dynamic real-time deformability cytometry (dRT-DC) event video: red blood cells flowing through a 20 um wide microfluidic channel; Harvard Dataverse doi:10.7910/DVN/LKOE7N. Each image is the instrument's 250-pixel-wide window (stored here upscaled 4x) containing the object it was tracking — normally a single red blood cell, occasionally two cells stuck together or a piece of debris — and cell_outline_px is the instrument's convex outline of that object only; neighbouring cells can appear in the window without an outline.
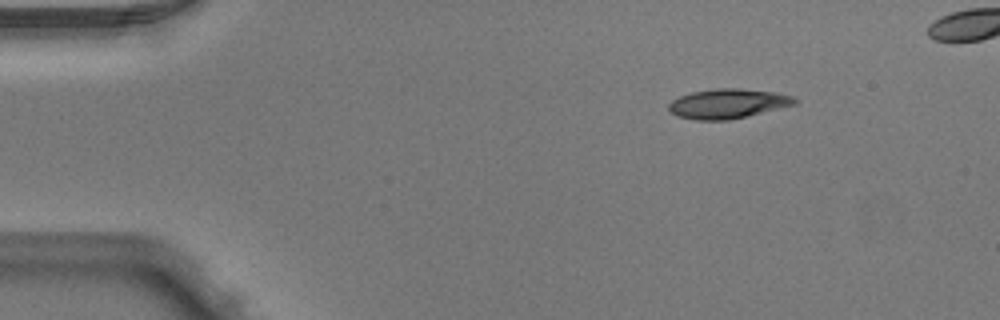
{"species": "Egyptian fruit bat (a non-hibernating species)", "species_latin": "Rousettus aegyptiacus", "temperature_condition": "warm", "stored_images_in_passage": 5, "camera_frame_rate_fps": 3000, "um_per_image_px": 0.085, "animal": {"sex": "male"}, "frame": {"image": 1, "passage_image": 2, "time_ms": 0.333, "image_size_px": [1000, 320], "cell_outline_px": [[800, 100], [796, 104], [748, 116], [728, 120], [696, 120], [676, 116], [668, 112], [668, 104], [672, 100], [680, 96], [692, 92], [716, 88], [740, 88], [776, 92], [792, 96]], "centroid_in_image_um": [61.86, 8.81], "position_along_channel_um": 23.1, "area_um2": 21.96}}